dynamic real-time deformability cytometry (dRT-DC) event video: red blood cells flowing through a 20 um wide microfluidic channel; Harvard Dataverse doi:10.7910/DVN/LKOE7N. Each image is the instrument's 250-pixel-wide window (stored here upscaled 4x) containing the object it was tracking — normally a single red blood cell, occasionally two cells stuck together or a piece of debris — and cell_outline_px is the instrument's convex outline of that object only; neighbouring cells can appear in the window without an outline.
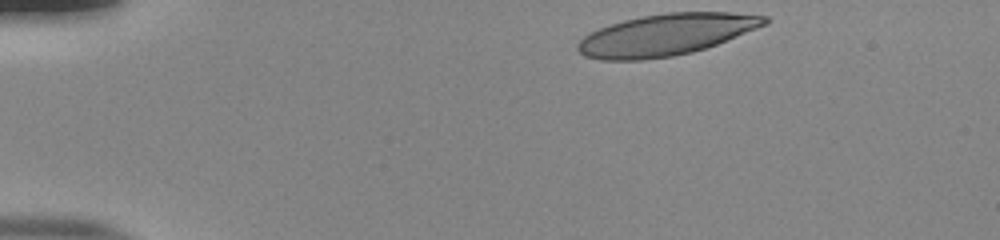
{"species": "human", "species_latin": "Homo sapiens", "temperature_condition": "room temperature", "stored_images_in_passage": 37, "camera_frame_rate_fps": 3000, "um_per_image_px": 0.085, "donor": {"sex": "male"}, "frame": {"image": 1, "passage_image": 1, "time_ms": 0.0, "image_size_px": [1000, 240], "cell_outline_px": [[768, 24], [716, 44], [692, 52], [672, 56], [640, 60], [600, 60], [584, 56], [576, 48], [576, 44], [584, 36], [608, 24], [624, 20], [644, 16], [668, 12], [732, 12], [768, 16]], "centroid_in_image_um": [56.6, 2.95], "position_along_channel_um": 28.4, "area_um2": 45.08}}
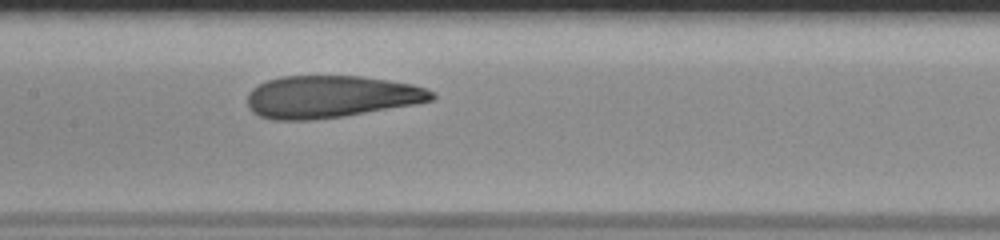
{"frame": {"image": 2, "passage_image": 19, "time_ms": 6.0, "image_size_px": [1000, 240], "cell_outline_px": [[436, 96], [432, 100], [416, 104], [344, 116], [312, 120], [272, 120], [260, 116], [252, 112], [248, 108], [248, 92], [252, 88], [268, 80], [280, 76], [360, 76], [388, 80], [412, 84], [424, 88], [432, 92]], "centroid_in_image_um": [28.09, 8.22], "position_along_channel_um": 179.3, "area_um2": 45.43}}
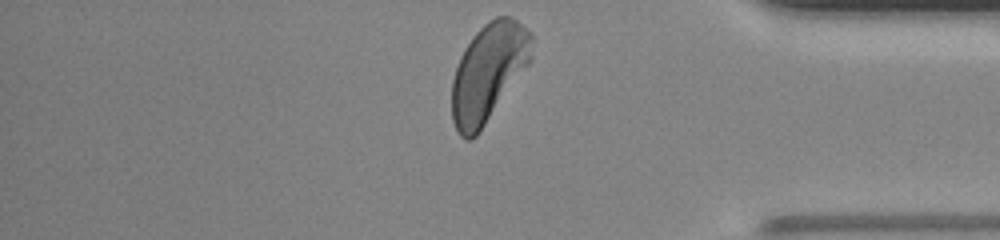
{"frame": {"image": 3, "passage_image": 37, "time_ms": 12.0, "image_size_px": [1000, 240], "cell_outline_px": [[532, 56], [528, 64], [480, 132], [472, 140], [464, 140], [460, 136], [452, 120], [452, 80], [460, 56], [464, 48], [472, 36], [488, 20], [496, 16], [508, 16], [516, 20], [532, 32]], "centroid_in_image_um": [41.5, 6.15], "position_along_channel_um": 393.7, "area_um2": 45.49}, "authors_computed_cell_mechanics": {"area_um2": 45.951, "velocity_mm_per_s": 3.8764, "shape_relaxation_time_tau1_ms": 4.6529, "shape_relaxation_time_tau2_ms": 1.2315, "deformation_change_tau1": 0.2016, "deformation_change_tau2": 0.0869}}